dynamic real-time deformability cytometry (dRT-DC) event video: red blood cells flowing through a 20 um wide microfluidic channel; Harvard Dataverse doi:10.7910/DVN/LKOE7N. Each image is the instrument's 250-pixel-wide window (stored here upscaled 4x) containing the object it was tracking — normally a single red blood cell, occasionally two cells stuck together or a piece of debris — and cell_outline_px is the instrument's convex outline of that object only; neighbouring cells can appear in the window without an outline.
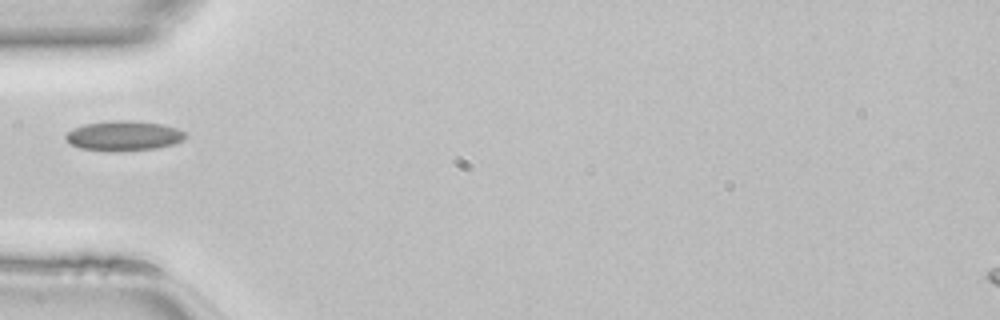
{"species": "common noctule bat (a hibernating species)", "species_latin": "Nyctalus noctula", "temperature_condition": "room temperature", "stored_images_in_passage": 10, "camera_frame_rate_fps": 3000, "um_per_image_px": 0.085, "animal": {"sex": "female", "body_mass_g": 22.7, "forearm_length_mm": 54.2}, "frame": {"image": 1, "passage_image": 1, "time_ms": 0.0, "image_size_px": [1000, 320], "cell_outline_px": [[188, 136], [184, 140], [172, 144], [156, 148], [108, 152], [80, 148], [72, 144], [64, 136], [72, 128], [84, 124], [112, 120], [128, 120], [164, 124], [176, 128], [184, 132]], "centroid_in_image_um": [10.52, 11.54], "position_along_channel_um": 74.5, "area_um2": 20.92}}